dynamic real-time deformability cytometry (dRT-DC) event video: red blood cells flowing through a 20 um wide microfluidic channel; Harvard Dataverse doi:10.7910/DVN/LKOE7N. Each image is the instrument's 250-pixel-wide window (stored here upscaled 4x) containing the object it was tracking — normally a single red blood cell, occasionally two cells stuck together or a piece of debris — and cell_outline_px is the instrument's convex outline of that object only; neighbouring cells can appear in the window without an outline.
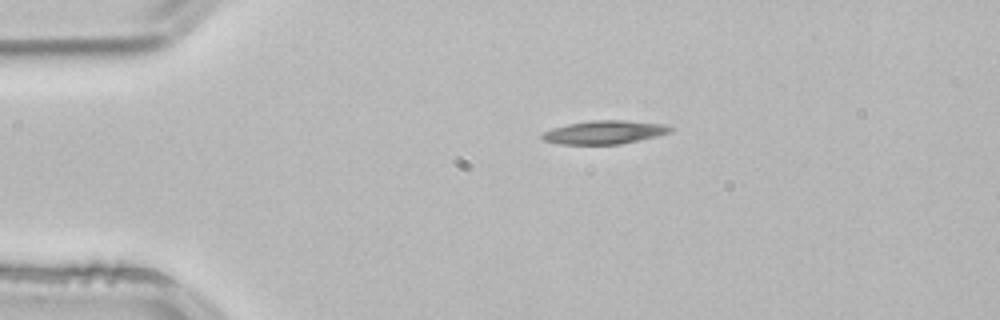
{"species": "common noctule bat (a hibernating species)", "species_latin": "Nyctalus noctula", "temperature_condition": "room temperature", "stored_images_in_passage": 2, "camera_frame_rate_fps": 3000, "um_per_image_px": 0.085, "animal": {"sex": "male", "body_mass_g": 21.5, "forearm_length_mm": 52.0}, "frame": {"image": 1, "passage_image": 1, "time_ms": 0.0, "image_size_px": [1000, 320], "cell_outline_px": [[676, 128], [672, 132], [656, 136], [620, 144], [560, 144], [544, 140], [540, 136], [544, 132], [552, 128], [568, 124], [592, 120], [624, 120], [664, 124]], "centroid_in_image_um": [51.41, 11.23], "position_along_channel_um": 33.6, "area_um2": 17.46}}